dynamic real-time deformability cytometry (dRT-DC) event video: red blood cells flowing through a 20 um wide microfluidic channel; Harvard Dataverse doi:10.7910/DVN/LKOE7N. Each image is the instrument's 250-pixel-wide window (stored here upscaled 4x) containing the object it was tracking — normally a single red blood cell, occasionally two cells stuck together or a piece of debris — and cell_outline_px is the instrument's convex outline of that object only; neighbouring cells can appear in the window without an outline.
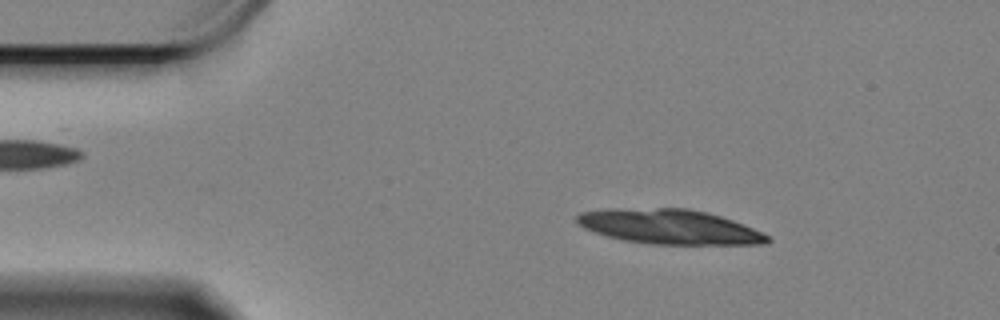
{"species": "Egyptian fruit bat (a non-hibernating species)", "species_latin": "Rousettus aegyptiacus", "temperature_condition": "cold", "stored_images_in_passage": 17, "camera_frame_rate_fps": 3000, "um_per_image_px": 0.085, "animal": {"sex": "female"}, "frame": {"image": 1, "passage_image": 6, "time_ms": 1.667, "image_size_px": [1000, 320], "cell_outline_px": [[772, 240], [764, 244], [652, 244], [624, 240], [608, 236], [584, 228], [576, 220], [576, 216], [580, 212], [608, 208], [688, 208], [708, 212], [732, 220], [752, 228], [768, 236]], "centroid_in_image_um": [56.88, 19.26], "position_along_channel_um": 28.1, "area_um2": 38.32}}